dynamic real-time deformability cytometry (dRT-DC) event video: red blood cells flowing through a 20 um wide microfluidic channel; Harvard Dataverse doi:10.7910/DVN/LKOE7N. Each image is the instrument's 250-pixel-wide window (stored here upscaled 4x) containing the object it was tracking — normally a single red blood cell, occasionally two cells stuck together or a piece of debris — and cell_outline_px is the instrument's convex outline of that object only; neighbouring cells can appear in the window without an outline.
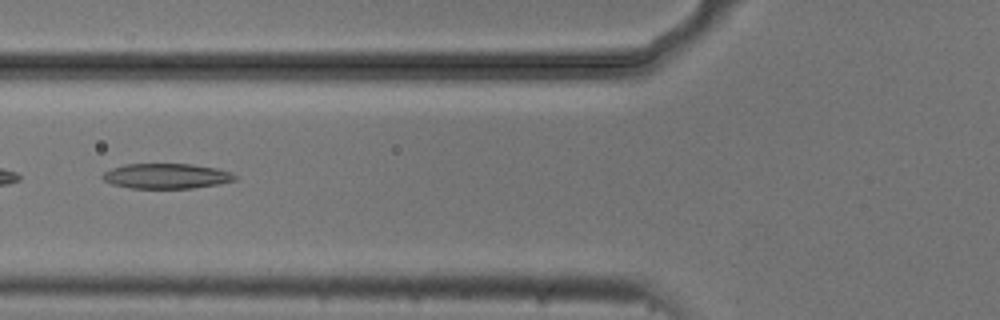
{"species": "common noctule bat (a hibernating species)", "species_latin": "Nyctalus noctula", "temperature_condition": "cold", "stored_images_in_passage": 8, "camera_frame_rate_fps": 3000, "um_per_image_px": 0.085, "animal": {"sex": "male", "body_mass_g": 20.5, "forearm_length_mm": 52.5}, "frame": {"image": 1, "passage_image": 5, "time_ms": 1.333, "image_size_px": [1000, 320], "cell_outline_px": [[236, 180], [220, 184], [192, 188], [128, 188], [112, 184], [104, 180], [100, 176], [104, 172], [112, 168], [124, 164], [192, 164], [216, 168], [232, 172], [236, 176]], "centroid_in_image_um": [14.14, 14.96], "position_along_channel_um": 111.7, "area_um2": 19.48}}
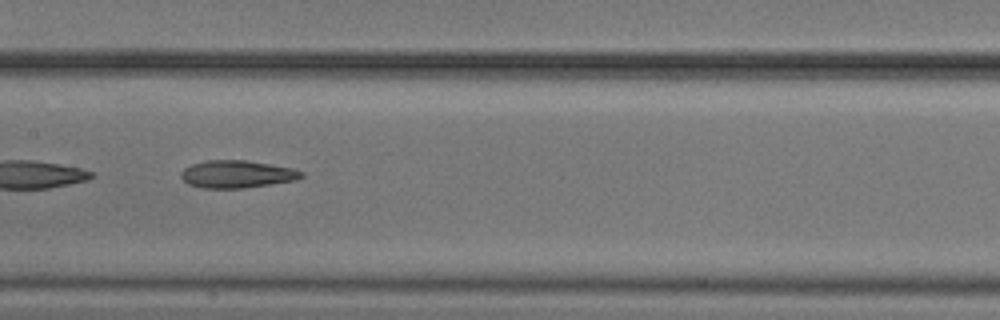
{"frame": {"image": 2, "passage_image": 7, "time_ms": 2.0, "image_size_px": [1000, 320], "cell_outline_px": [[304, 176], [296, 180], [244, 188], [200, 188], [188, 184], [180, 176], [180, 172], [184, 168], [192, 164], [204, 160], [244, 160], [292, 168], [304, 172]], "centroid_in_image_um": [20.11, 14.8], "position_along_channel_um": 187.3, "area_um2": 19.31}}
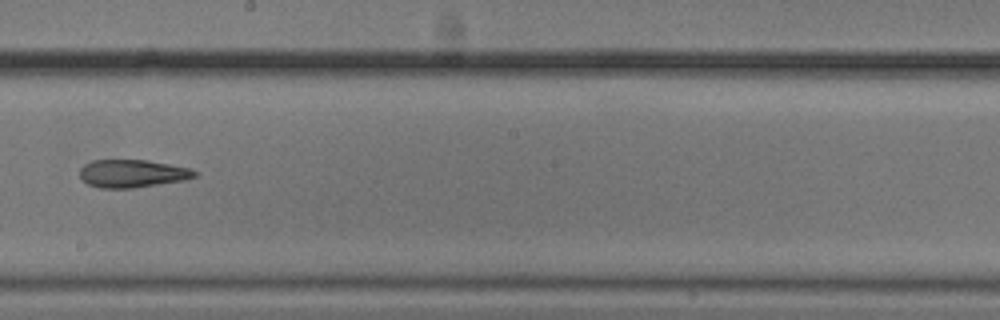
{"frame": {"image": 3, "passage_image": 8, "time_ms": 2.333, "image_size_px": [1000, 320], "cell_outline_px": [[200, 172], [196, 176], [184, 180], [132, 188], [100, 188], [88, 184], [80, 176], [80, 168], [84, 164], [92, 160], [148, 160], [192, 168]], "centroid_in_image_um": [11.28, 14.74], "position_along_channel_um": 236.9, "area_um2": 18.73}}